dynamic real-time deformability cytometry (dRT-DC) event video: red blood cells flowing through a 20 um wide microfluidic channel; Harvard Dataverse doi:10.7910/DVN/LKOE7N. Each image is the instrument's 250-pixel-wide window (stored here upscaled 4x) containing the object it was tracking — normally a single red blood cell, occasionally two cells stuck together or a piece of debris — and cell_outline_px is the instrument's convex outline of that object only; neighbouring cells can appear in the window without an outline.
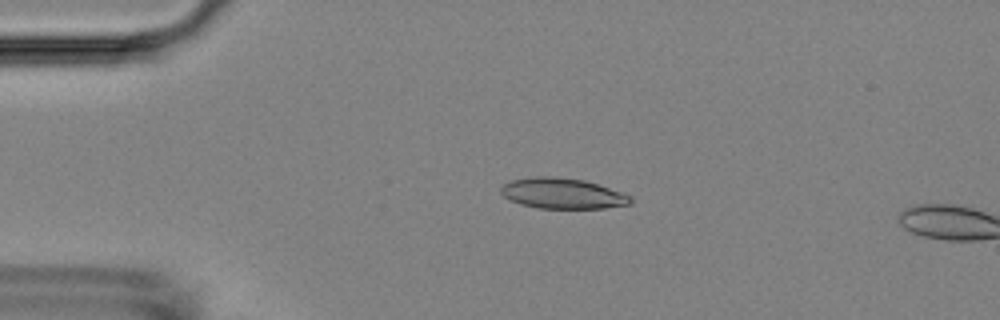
{"species": "Egyptian fruit bat (a non-hibernating species)", "species_latin": "Rousettus aegyptiacus", "temperature_condition": "room temperature", "stored_images_in_passage": 14, "camera_frame_rate_fps": 3000, "um_per_image_px": 0.085, "animal": {"sex": "female"}, "frame": {"image": 1, "passage_image": 12, "time_ms": 3.667, "image_size_px": [1000, 320], "cell_outline_px": [[632, 204], [604, 208], [536, 208], [520, 204], [504, 196], [500, 192], [500, 188], [504, 184], [512, 180], [536, 176], [552, 176], [584, 180], [632, 196]], "centroid_in_image_um": [47.81, 16.44], "position_along_channel_um": 37.2, "area_um2": 22.95}}